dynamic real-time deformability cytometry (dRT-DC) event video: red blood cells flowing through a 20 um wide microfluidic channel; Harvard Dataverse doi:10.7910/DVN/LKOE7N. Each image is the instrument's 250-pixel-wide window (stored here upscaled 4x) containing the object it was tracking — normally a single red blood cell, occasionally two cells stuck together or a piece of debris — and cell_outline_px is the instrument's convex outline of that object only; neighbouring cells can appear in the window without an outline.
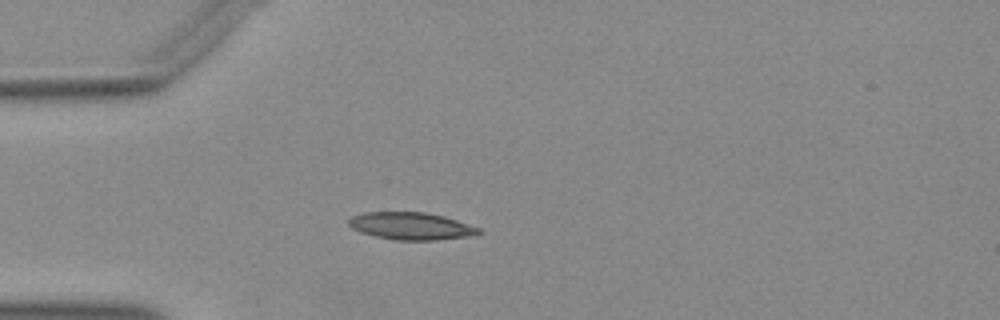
{"species": "Egyptian fruit bat (a non-hibernating species)", "species_latin": "Rousettus aegyptiacus", "temperature_condition": "warm", "stored_images_in_passage": 40, "segment_of_instrument_passage": [1, 2], "camera_frame_rate_fps": 3000, "um_per_image_px": 0.085, "animal": {"sex": "female"}, "frame": {"image": 1, "passage_image": 3, "time_ms": 0.667, "image_size_px": [1000, 320], "cell_outline_px": [[480, 232], [464, 236], [436, 240], [396, 240], [376, 236], [360, 232], [352, 228], [348, 224], [348, 220], [352, 216], [364, 212], [424, 212], [444, 216], [480, 228]], "centroid_in_image_um": [34.87, 19.2], "position_along_channel_um": 50.1, "area_um2": 20.4}}
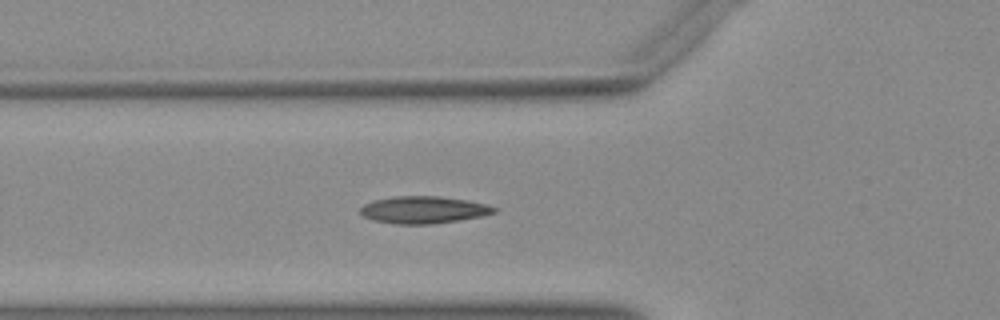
{"frame": {"image": 2, "passage_image": 7, "time_ms": 2.0, "image_size_px": [1000, 320], "cell_outline_px": [[500, 208], [496, 212], [484, 216], [432, 224], [392, 224], [372, 220], [364, 216], [360, 212], [360, 208], [364, 204], [372, 200], [392, 196], [436, 196], [468, 200], [488, 204]], "centroid_in_image_um": [36.02, 17.83], "position_along_channel_um": 89.8, "area_um2": 21.5}}
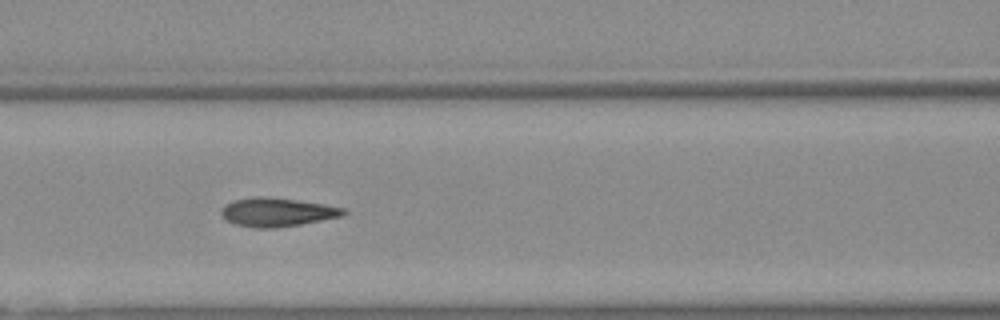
{"frame": {"image": 3, "passage_image": 11, "time_ms": 3.333, "image_size_px": [1000, 320], "cell_outline_px": [[348, 212], [344, 216], [300, 224], [276, 228], [256, 228], [236, 224], [228, 220], [220, 212], [220, 208], [224, 204], [232, 200], [256, 196], [268, 196], [324, 204], [344, 208]], "centroid_in_image_um": [23.55, 18.02], "position_along_channel_um": 143.0, "area_um2": 20.52}}